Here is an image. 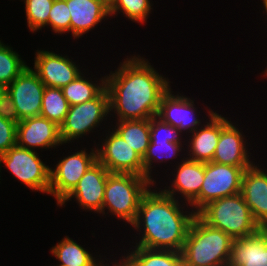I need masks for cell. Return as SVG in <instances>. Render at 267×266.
Returning a JSON list of instances; mask_svg holds the SVG:
<instances>
[{
    "label": "cell",
    "instance_id": "obj_18",
    "mask_svg": "<svg viewBox=\"0 0 267 266\" xmlns=\"http://www.w3.org/2000/svg\"><path fill=\"white\" fill-rule=\"evenodd\" d=\"M209 122L198 127L192 132L188 141L187 157L190 160L198 162H211L218 144L221 130L230 122L226 117L214 112L208 111Z\"/></svg>",
    "mask_w": 267,
    "mask_h": 266
},
{
    "label": "cell",
    "instance_id": "obj_13",
    "mask_svg": "<svg viewBox=\"0 0 267 266\" xmlns=\"http://www.w3.org/2000/svg\"><path fill=\"white\" fill-rule=\"evenodd\" d=\"M35 55L34 71L46 87L63 88L82 74L68 56L45 50H37Z\"/></svg>",
    "mask_w": 267,
    "mask_h": 266
},
{
    "label": "cell",
    "instance_id": "obj_5",
    "mask_svg": "<svg viewBox=\"0 0 267 266\" xmlns=\"http://www.w3.org/2000/svg\"><path fill=\"white\" fill-rule=\"evenodd\" d=\"M154 183L144 176L129 173H109L104 191L102 214L109 213L133 224L143 195Z\"/></svg>",
    "mask_w": 267,
    "mask_h": 266
},
{
    "label": "cell",
    "instance_id": "obj_24",
    "mask_svg": "<svg viewBox=\"0 0 267 266\" xmlns=\"http://www.w3.org/2000/svg\"><path fill=\"white\" fill-rule=\"evenodd\" d=\"M114 130L143 158L150 143V119L117 121Z\"/></svg>",
    "mask_w": 267,
    "mask_h": 266
},
{
    "label": "cell",
    "instance_id": "obj_29",
    "mask_svg": "<svg viewBox=\"0 0 267 266\" xmlns=\"http://www.w3.org/2000/svg\"><path fill=\"white\" fill-rule=\"evenodd\" d=\"M0 40V83L9 85L27 67L20 55Z\"/></svg>",
    "mask_w": 267,
    "mask_h": 266
},
{
    "label": "cell",
    "instance_id": "obj_7",
    "mask_svg": "<svg viewBox=\"0 0 267 266\" xmlns=\"http://www.w3.org/2000/svg\"><path fill=\"white\" fill-rule=\"evenodd\" d=\"M1 163L31 190L49 194L50 167L41 161L35 150L16 145L0 155V172Z\"/></svg>",
    "mask_w": 267,
    "mask_h": 266
},
{
    "label": "cell",
    "instance_id": "obj_30",
    "mask_svg": "<svg viewBox=\"0 0 267 266\" xmlns=\"http://www.w3.org/2000/svg\"><path fill=\"white\" fill-rule=\"evenodd\" d=\"M54 0H24L27 26L37 32L48 26L49 13Z\"/></svg>",
    "mask_w": 267,
    "mask_h": 266
},
{
    "label": "cell",
    "instance_id": "obj_22",
    "mask_svg": "<svg viewBox=\"0 0 267 266\" xmlns=\"http://www.w3.org/2000/svg\"><path fill=\"white\" fill-rule=\"evenodd\" d=\"M134 247V251L122 256L119 261L122 266H179L182 263L181 252Z\"/></svg>",
    "mask_w": 267,
    "mask_h": 266
},
{
    "label": "cell",
    "instance_id": "obj_6",
    "mask_svg": "<svg viewBox=\"0 0 267 266\" xmlns=\"http://www.w3.org/2000/svg\"><path fill=\"white\" fill-rule=\"evenodd\" d=\"M109 112V95L105 88L96 98L84 103L69 106L64 122L60 125L62 143L78 140L94 130L107 119Z\"/></svg>",
    "mask_w": 267,
    "mask_h": 266
},
{
    "label": "cell",
    "instance_id": "obj_25",
    "mask_svg": "<svg viewBox=\"0 0 267 266\" xmlns=\"http://www.w3.org/2000/svg\"><path fill=\"white\" fill-rule=\"evenodd\" d=\"M100 85L85 78L84 74H80L75 80L62 88L64 97L69 106L84 103L96 98L106 88V76L100 78Z\"/></svg>",
    "mask_w": 267,
    "mask_h": 266
},
{
    "label": "cell",
    "instance_id": "obj_36",
    "mask_svg": "<svg viewBox=\"0 0 267 266\" xmlns=\"http://www.w3.org/2000/svg\"><path fill=\"white\" fill-rule=\"evenodd\" d=\"M116 263L115 262H111L112 266H122L120 262L117 261ZM105 266H109V264H106Z\"/></svg>",
    "mask_w": 267,
    "mask_h": 266
},
{
    "label": "cell",
    "instance_id": "obj_39",
    "mask_svg": "<svg viewBox=\"0 0 267 266\" xmlns=\"http://www.w3.org/2000/svg\"><path fill=\"white\" fill-rule=\"evenodd\" d=\"M179 266H186L183 262Z\"/></svg>",
    "mask_w": 267,
    "mask_h": 266
},
{
    "label": "cell",
    "instance_id": "obj_11",
    "mask_svg": "<svg viewBox=\"0 0 267 266\" xmlns=\"http://www.w3.org/2000/svg\"><path fill=\"white\" fill-rule=\"evenodd\" d=\"M44 89L39 76L29 66L7 86L20 120L40 116Z\"/></svg>",
    "mask_w": 267,
    "mask_h": 266
},
{
    "label": "cell",
    "instance_id": "obj_32",
    "mask_svg": "<svg viewBox=\"0 0 267 266\" xmlns=\"http://www.w3.org/2000/svg\"><path fill=\"white\" fill-rule=\"evenodd\" d=\"M181 133L172 125L163 122L157 116L150 118V140H169L171 143H182ZM181 137V139H180Z\"/></svg>",
    "mask_w": 267,
    "mask_h": 266
},
{
    "label": "cell",
    "instance_id": "obj_2",
    "mask_svg": "<svg viewBox=\"0 0 267 266\" xmlns=\"http://www.w3.org/2000/svg\"><path fill=\"white\" fill-rule=\"evenodd\" d=\"M181 206L183 204L162 190L157 192L149 188L141 199L136 220L131 225L143 232L136 246L181 252L197 215L194 210L184 212V206Z\"/></svg>",
    "mask_w": 267,
    "mask_h": 266
},
{
    "label": "cell",
    "instance_id": "obj_3",
    "mask_svg": "<svg viewBox=\"0 0 267 266\" xmlns=\"http://www.w3.org/2000/svg\"><path fill=\"white\" fill-rule=\"evenodd\" d=\"M233 240L196 215L181 251L182 262L186 266H228Z\"/></svg>",
    "mask_w": 267,
    "mask_h": 266
},
{
    "label": "cell",
    "instance_id": "obj_27",
    "mask_svg": "<svg viewBox=\"0 0 267 266\" xmlns=\"http://www.w3.org/2000/svg\"><path fill=\"white\" fill-rule=\"evenodd\" d=\"M68 110L69 103L64 97L62 88L45 86L40 116L60 126L64 122Z\"/></svg>",
    "mask_w": 267,
    "mask_h": 266
},
{
    "label": "cell",
    "instance_id": "obj_38",
    "mask_svg": "<svg viewBox=\"0 0 267 266\" xmlns=\"http://www.w3.org/2000/svg\"><path fill=\"white\" fill-rule=\"evenodd\" d=\"M264 73H265V74H264V77H265V76H267V69L265 70V72H264Z\"/></svg>",
    "mask_w": 267,
    "mask_h": 266
},
{
    "label": "cell",
    "instance_id": "obj_1",
    "mask_svg": "<svg viewBox=\"0 0 267 266\" xmlns=\"http://www.w3.org/2000/svg\"><path fill=\"white\" fill-rule=\"evenodd\" d=\"M124 60L114 73L106 75L109 112L117 114V121L157 116L161 97L171 87L168 78L140 55Z\"/></svg>",
    "mask_w": 267,
    "mask_h": 266
},
{
    "label": "cell",
    "instance_id": "obj_16",
    "mask_svg": "<svg viewBox=\"0 0 267 266\" xmlns=\"http://www.w3.org/2000/svg\"><path fill=\"white\" fill-rule=\"evenodd\" d=\"M169 88L161 97L157 117L163 122L172 125L178 129L180 133L182 130L186 133L194 132L200 127L201 121L196 116V108L194 107V100L181 94H172Z\"/></svg>",
    "mask_w": 267,
    "mask_h": 266
},
{
    "label": "cell",
    "instance_id": "obj_31",
    "mask_svg": "<svg viewBox=\"0 0 267 266\" xmlns=\"http://www.w3.org/2000/svg\"><path fill=\"white\" fill-rule=\"evenodd\" d=\"M70 12L66 0H54L49 13L48 26L58 34L70 32Z\"/></svg>",
    "mask_w": 267,
    "mask_h": 266
},
{
    "label": "cell",
    "instance_id": "obj_19",
    "mask_svg": "<svg viewBox=\"0 0 267 266\" xmlns=\"http://www.w3.org/2000/svg\"><path fill=\"white\" fill-rule=\"evenodd\" d=\"M231 121L221 130L212 162L241 167L244 170L254 163L250 161L246 141L239 128ZM247 149V150H246ZM249 157V158H248Z\"/></svg>",
    "mask_w": 267,
    "mask_h": 266
},
{
    "label": "cell",
    "instance_id": "obj_9",
    "mask_svg": "<svg viewBox=\"0 0 267 266\" xmlns=\"http://www.w3.org/2000/svg\"><path fill=\"white\" fill-rule=\"evenodd\" d=\"M244 171L237 166L206 162L199 193V211L214 200L241 193Z\"/></svg>",
    "mask_w": 267,
    "mask_h": 266
},
{
    "label": "cell",
    "instance_id": "obj_20",
    "mask_svg": "<svg viewBox=\"0 0 267 266\" xmlns=\"http://www.w3.org/2000/svg\"><path fill=\"white\" fill-rule=\"evenodd\" d=\"M70 12V32L79 38L110 17L107 0H66Z\"/></svg>",
    "mask_w": 267,
    "mask_h": 266
},
{
    "label": "cell",
    "instance_id": "obj_21",
    "mask_svg": "<svg viewBox=\"0 0 267 266\" xmlns=\"http://www.w3.org/2000/svg\"><path fill=\"white\" fill-rule=\"evenodd\" d=\"M228 266H267V229L234 239Z\"/></svg>",
    "mask_w": 267,
    "mask_h": 266
},
{
    "label": "cell",
    "instance_id": "obj_23",
    "mask_svg": "<svg viewBox=\"0 0 267 266\" xmlns=\"http://www.w3.org/2000/svg\"><path fill=\"white\" fill-rule=\"evenodd\" d=\"M51 253L60 261L57 266H105L103 260L95 259L93 255L76 241L64 237L52 249ZM99 260V262L97 261ZM102 262V263H101Z\"/></svg>",
    "mask_w": 267,
    "mask_h": 266
},
{
    "label": "cell",
    "instance_id": "obj_8",
    "mask_svg": "<svg viewBox=\"0 0 267 266\" xmlns=\"http://www.w3.org/2000/svg\"><path fill=\"white\" fill-rule=\"evenodd\" d=\"M97 161V151L91 148L77 151L59 160L55 169L50 168L49 194L59 205L77 186L81 177Z\"/></svg>",
    "mask_w": 267,
    "mask_h": 266
},
{
    "label": "cell",
    "instance_id": "obj_35",
    "mask_svg": "<svg viewBox=\"0 0 267 266\" xmlns=\"http://www.w3.org/2000/svg\"><path fill=\"white\" fill-rule=\"evenodd\" d=\"M7 93V85L0 83V101L4 97V95Z\"/></svg>",
    "mask_w": 267,
    "mask_h": 266
},
{
    "label": "cell",
    "instance_id": "obj_26",
    "mask_svg": "<svg viewBox=\"0 0 267 266\" xmlns=\"http://www.w3.org/2000/svg\"><path fill=\"white\" fill-rule=\"evenodd\" d=\"M183 145L181 143H171L169 140H150L149 146L145 155L142 158L143 166H144V177L148 178L153 183L155 182L151 176L152 167L155 163L160 161L159 163H164L163 160H169L170 158H177L179 152L182 151ZM162 154V155H161ZM166 158V159H165Z\"/></svg>",
    "mask_w": 267,
    "mask_h": 266
},
{
    "label": "cell",
    "instance_id": "obj_37",
    "mask_svg": "<svg viewBox=\"0 0 267 266\" xmlns=\"http://www.w3.org/2000/svg\"><path fill=\"white\" fill-rule=\"evenodd\" d=\"M263 5H264V10H265V12H266V14H267V0H263Z\"/></svg>",
    "mask_w": 267,
    "mask_h": 266
},
{
    "label": "cell",
    "instance_id": "obj_34",
    "mask_svg": "<svg viewBox=\"0 0 267 266\" xmlns=\"http://www.w3.org/2000/svg\"><path fill=\"white\" fill-rule=\"evenodd\" d=\"M0 117L13 121L16 124L21 121L17 109L13 103V99L8 93H6L0 101Z\"/></svg>",
    "mask_w": 267,
    "mask_h": 266
},
{
    "label": "cell",
    "instance_id": "obj_4",
    "mask_svg": "<svg viewBox=\"0 0 267 266\" xmlns=\"http://www.w3.org/2000/svg\"><path fill=\"white\" fill-rule=\"evenodd\" d=\"M197 215L206 224L222 230L233 239L252 236L261 229L241 193L214 200Z\"/></svg>",
    "mask_w": 267,
    "mask_h": 266
},
{
    "label": "cell",
    "instance_id": "obj_33",
    "mask_svg": "<svg viewBox=\"0 0 267 266\" xmlns=\"http://www.w3.org/2000/svg\"><path fill=\"white\" fill-rule=\"evenodd\" d=\"M17 124L0 117V155L17 145Z\"/></svg>",
    "mask_w": 267,
    "mask_h": 266
},
{
    "label": "cell",
    "instance_id": "obj_28",
    "mask_svg": "<svg viewBox=\"0 0 267 266\" xmlns=\"http://www.w3.org/2000/svg\"><path fill=\"white\" fill-rule=\"evenodd\" d=\"M150 0H111L109 2L110 17L120 12L131 21L144 23L151 12ZM120 11V12H119Z\"/></svg>",
    "mask_w": 267,
    "mask_h": 266
},
{
    "label": "cell",
    "instance_id": "obj_12",
    "mask_svg": "<svg viewBox=\"0 0 267 266\" xmlns=\"http://www.w3.org/2000/svg\"><path fill=\"white\" fill-rule=\"evenodd\" d=\"M110 172L97 160L81 177L74 190L58 205L75 198L82 209L101 214L105 185Z\"/></svg>",
    "mask_w": 267,
    "mask_h": 266
},
{
    "label": "cell",
    "instance_id": "obj_10",
    "mask_svg": "<svg viewBox=\"0 0 267 266\" xmlns=\"http://www.w3.org/2000/svg\"><path fill=\"white\" fill-rule=\"evenodd\" d=\"M111 129L100 145L101 148H96L97 160L110 173L144 176L142 157L113 128Z\"/></svg>",
    "mask_w": 267,
    "mask_h": 266
},
{
    "label": "cell",
    "instance_id": "obj_17",
    "mask_svg": "<svg viewBox=\"0 0 267 266\" xmlns=\"http://www.w3.org/2000/svg\"><path fill=\"white\" fill-rule=\"evenodd\" d=\"M241 194L250 208L254 221L267 229V171L253 164L242 177Z\"/></svg>",
    "mask_w": 267,
    "mask_h": 266
},
{
    "label": "cell",
    "instance_id": "obj_14",
    "mask_svg": "<svg viewBox=\"0 0 267 266\" xmlns=\"http://www.w3.org/2000/svg\"><path fill=\"white\" fill-rule=\"evenodd\" d=\"M183 160L176 166L172 186H165L162 191L176 198L174 195L181 193L182 196L189 206L194 208L196 214L199 212V193L201 190V185L204 181L205 174V163L190 160L188 158H182ZM167 188V189H166ZM177 192V193H176ZM196 209V210H195Z\"/></svg>",
    "mask_w": 267,
    "mask_h": 266
},
{
    "label": "cell",
    "instance_id": "obj_15",
    "mask_svg": "<svg viewBox=\"0 0 267 266\" xmlns=\"http://www.w3.org/2000/svg\"><path fill=\"white\" fill-rule=\"evenodd\" d=\"M17 146L34 150L35 148H56L62 145L60 126L42 116L21 120L17 124Z\"/></svg>",
    "mask_w": 267,
    "mask_h": 266
}]
</instances>
